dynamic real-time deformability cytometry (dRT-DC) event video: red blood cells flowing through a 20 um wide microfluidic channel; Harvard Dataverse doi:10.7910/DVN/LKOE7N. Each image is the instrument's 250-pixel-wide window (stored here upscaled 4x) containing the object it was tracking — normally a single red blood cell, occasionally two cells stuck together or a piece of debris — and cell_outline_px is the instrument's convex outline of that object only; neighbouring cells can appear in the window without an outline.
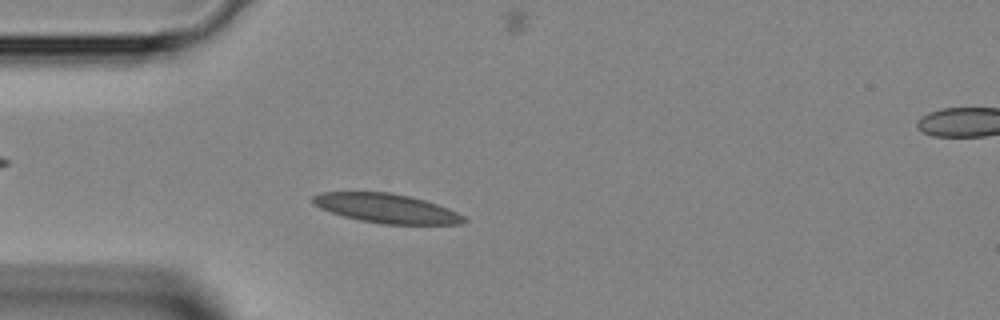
{"species": "Egyptian fruit bat (a non-hibernating species)", "species_latin": "Rousettus aegyptiacus", "temperature_condition": "room temperature", "stored_images_in_passage": 41, "camera_frame_rate_fps": 3000, "um_per_image_px": 0.085, "animal": {"sex": "female"}, "frame": {"image": 1, "passage_image": 8, "time_ms": 2.333, "image_size_px": [1000, 320], "cell_outline_px": [[468, 220], [460, 224], [380, 224], [360, 220], [344, 216], [320, 208], [312, 200], [312, 196], [320, 192], [392, 192], [424, 200], [448, 208], [464, 216]], "centroid_in_image_um": [32.86, 17.71], "position_along_channel_um": 52.1, "area_um2": 25.55}}
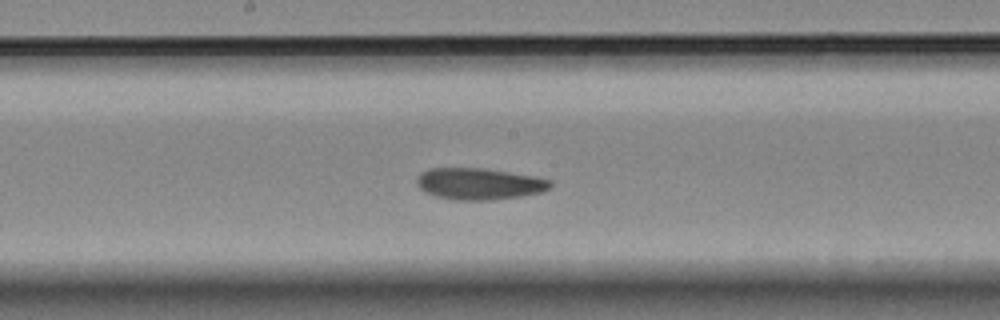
{"frame": {"image": 2, "passage_image": 19, "time_ms": 6.0, "image_size_px": [1000, 320], "cell_outline_px": [[552, 188], [540, 192], [520, 196], [492, 200], [456, 200], [436, 196], [424, 192], [416, 184], [416, 176], [420, 172], [428, 168], [480, 168], [536, 176], [552, 180]], "centroid_in_image_um": [40.71, 15.62], "position_along_channel_um": 207.5, "area_um2": 24.74}}
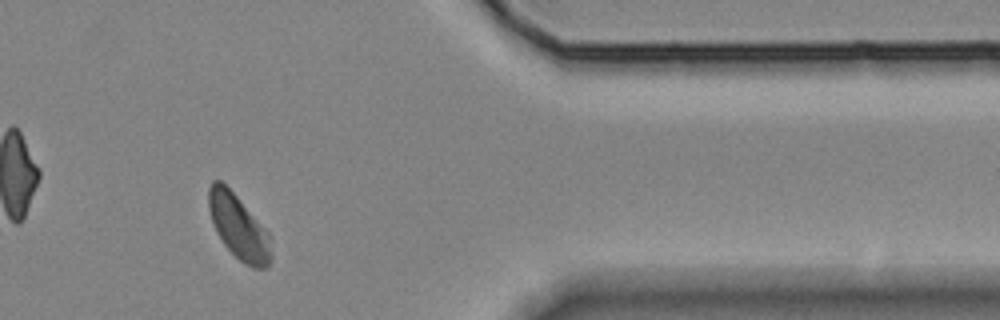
{"frame": {"image": 3, "passage_image": 33, "time_ms": 10.667, "image_size_px": [1000, 320], "cell_outline_px": [[272, 260], [268, 268], [252, 268], [244, 264], [224, 244], [216, 232], [212, 224], [208, 208], [208, 188], [212, 180], [220, 180], [236, 196], [272, 236]], "centroid_in_image_um": [20.3, 19.33], "position_along_channel_um": 391.1, "area_um2": 23.64}}